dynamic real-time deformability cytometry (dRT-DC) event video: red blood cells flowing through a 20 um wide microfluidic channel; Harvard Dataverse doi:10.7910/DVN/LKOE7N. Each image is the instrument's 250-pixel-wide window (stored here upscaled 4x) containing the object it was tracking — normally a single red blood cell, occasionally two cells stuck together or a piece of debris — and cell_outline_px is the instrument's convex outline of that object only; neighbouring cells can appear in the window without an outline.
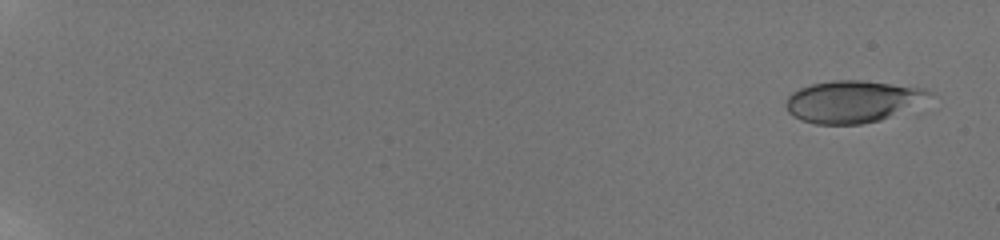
{"species": "human", "species_latin": "Homo sapiens", "temperature_condition": "room temperature", "stored_images_in_passage": 58, "camera_frame_rate_fps": 3000, "um_per_image_px": 0.085, "donor": {"sex": "male"}, "frame": {"image": 1, "passage_image": 3, "time_ms": 0.667, "image_size_px": [1000, 240], "cell_outline_px": [[936, 92], [880, 120], [860, 124], [816, 124], [800, 120], [792, 116], [788, 112], [784, 104], [788, 96], [792, 92], [800, 88], [812, 84], [832, 80], [864, 80], [924, 88]], "centroid_in_image_um": [72.35, 8.61], "position_along_channel_um": 12.7, "area_um2": 34.45}}
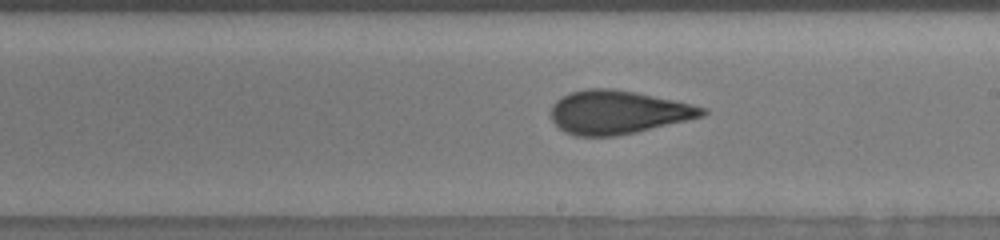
{"frame": {"image": 2, "passage_image": 38, "time_ms": 12.333, "image_size_px": [1000, 240], "cell_outline_px": [[708, 112], [704, 116], [636, 132], [616, 136], [576, 136], [564, 132], [552, 120], [552, 104], [556, 100], [572, 92], [584, 88], [612, 88], [636, 92], [692, 104], [708, 108]], "centroid_in_image_um": [52.53, 9.54], "position_along_channel_um": 236.5, "area_um2": 38.26}}
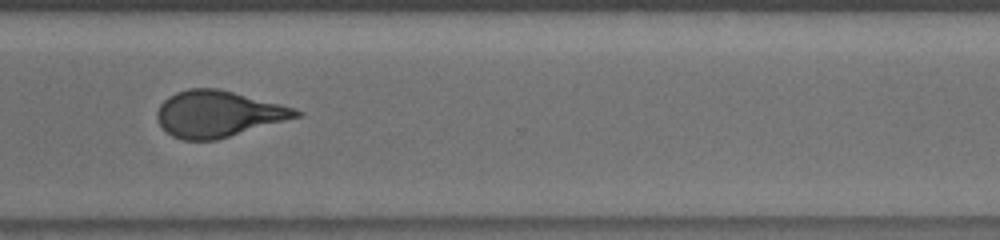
{"frame": {"image": 3, "passage_image": 47, "time_ms": 15.333, "image_size_px": [1000, 240], "cell_outline_px": [[304, 112], [300, 116], [216, 140], [184, 140], [172, 136], [160, 128], [156, 116], [156, 112], [160, 104], [168, 96], [176, 92], [188, 88], [220, 88], [296, 108]], "centroid_in_image_um": [18.5, 9.67], "position_along_channel_um": 352.1, "area_um2": 37.63}, "authors_computed_cell_mechanics": {"area_um2": 37.1365, "velocity_mm_per_s": 3.8595, "shape_relaxation_time_tau1_ms": 4.9135, "shape_relaxation_time_tau2_ms": 1.3241, "deformation_change_tau1": 0.1826, "deformation_change_tau2": 0.0868}}